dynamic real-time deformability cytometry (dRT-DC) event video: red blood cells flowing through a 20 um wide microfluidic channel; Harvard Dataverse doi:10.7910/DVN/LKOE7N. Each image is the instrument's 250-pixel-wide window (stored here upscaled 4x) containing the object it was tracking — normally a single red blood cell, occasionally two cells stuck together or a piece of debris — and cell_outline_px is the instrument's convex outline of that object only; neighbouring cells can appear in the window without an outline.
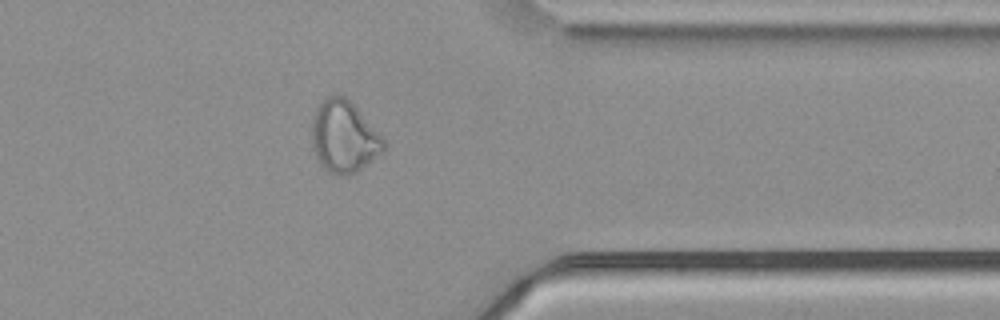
{"species": "common noctule bat (a hibernating species)", "species_latin": "Nyctalus noctula", "temperature_condition": "cold", "stored_images_in_passage": 40, "camera_frame_rate_fps": 3000, "um_per_image_px": 0.085, "animal": {"sex": "male", "body_mass_g": 21.5, "forearm_length_mm": 52.0}, "frame": {"image": 1, "passage_image": 29, "time_ms": 9.333, "image_size_px": [1000, 320], "cell_outline_px": [[384, 152], [356, 172], [344, 176], [340, 176], [328, 172], [320, 164], [312, 148], [312, 116], [320, 100], [328, 96], [344, 96], [384, 136]], "centroid_in_image_um": [29.23, 11.64], "position_along_channel_um": 382.2, "area_um2": 30.23}, "authors_computed_cell_mechanics": {"area_um2": 28.9, "velocity_mm_per_s": 3.7456, "shape_relaxation_time_tau1_ms": null, "shape_relaxation_time_tau2_ms": 2.9847, "deformation_change_tau1": null, "deformation_change_tau2": 0.1092}}